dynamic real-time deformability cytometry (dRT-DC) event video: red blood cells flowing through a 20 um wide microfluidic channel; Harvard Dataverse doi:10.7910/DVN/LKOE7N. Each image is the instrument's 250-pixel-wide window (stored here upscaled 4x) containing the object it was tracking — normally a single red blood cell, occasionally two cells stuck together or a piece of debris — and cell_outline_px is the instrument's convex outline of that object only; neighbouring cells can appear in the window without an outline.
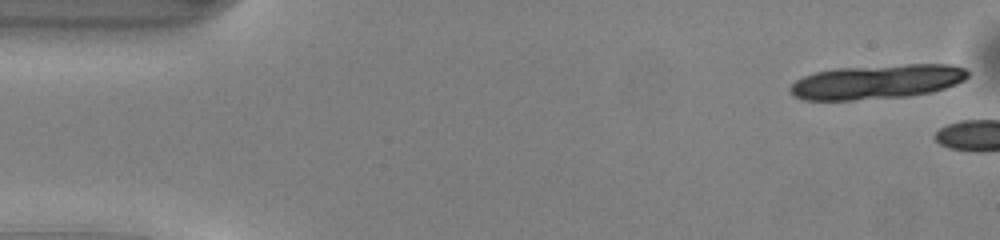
{"species": "common noctule bat (a hibernating species)", "species_latin": "Nyctalus noctula", "temperature_condition": "warm", "stored_images_in_passage": 3, "camera_frame_rate_fps": 3000, "um_per_image_px": 0.085, "animal": {"sex": "male", "body_mass_g": 13.0, "forearm_length_mm": 53.1}, "frame": {"image": 1, "passage_image": 1, "time_ms": 0.0, "image_size_px": [1000, 240], "cell_outline_px": [[968, 76], [964, 80], [956, 84], [932, 92], [908, 96], [852, 100], [804, 100], [796, 96], [788, 88], [796, 80], [804, 76], [816, 72], [840, 68], [908, 64], [952, 64], [964, 68], [968, 72]], "centroid_in_image_um": [74.57, 6.95], "position_along_channel_um": 10.4, "area_um2": 35.43}}